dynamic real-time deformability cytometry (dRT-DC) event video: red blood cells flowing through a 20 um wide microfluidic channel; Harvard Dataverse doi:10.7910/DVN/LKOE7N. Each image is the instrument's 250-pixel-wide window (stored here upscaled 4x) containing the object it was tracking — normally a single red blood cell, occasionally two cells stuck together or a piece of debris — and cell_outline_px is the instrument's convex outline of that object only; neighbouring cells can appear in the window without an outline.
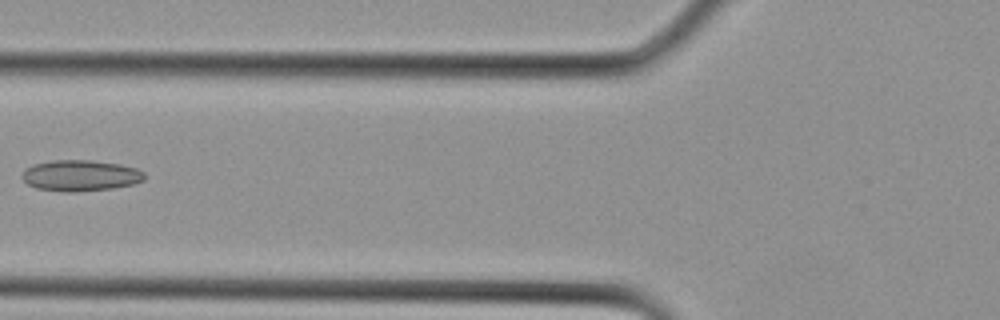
{"species": "Egyptian fruit bat (a non-hibernating species)", "species_latin": "Rousettus aegyptiacus", "temperature_condition": "cold", "stored_images_in_passage": 16, "camera_frame_rate_fps": 3000, "um_per_image_px": 0.085, "animal": {"sex": "female"}, "frame": {"image": 1, "passage_image": 8, "time_ms": 2.333, "image_size_px": [1000, 320], "cell_outline_px": [[144, 180], [132, 184], [112, 188], [76, 192], [64, 192], [36, 188], [28, 184], [20, 176], [24, 168], [32, 164], [52, 160], [92, 160], [120, 164], [136, 168], [144, 172]], "centroid_in_image_um": [6.79, 14.91], "position_along_channel_um": 119.0, "area_um2": 22.31}}
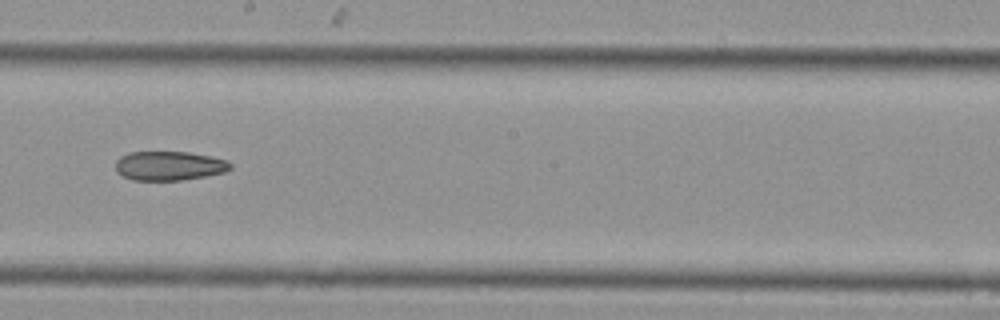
{"frame": {"image": 2, "passage_image": 13, "time_ms": 4.0, "image_size_px": [1000, 320], "cell_outline_px": [[232, 168], [224, 172], [204, 176], [180, 180], [132, 180], [116, 172], [116, 160], [120, 156], [128, 152], [188, 152], [228, 160], [232, 164]], "centroid_in_image_um": [14.36, 14.09], "position_along_channel_um": 233.8, "area_um2": 19.48}}
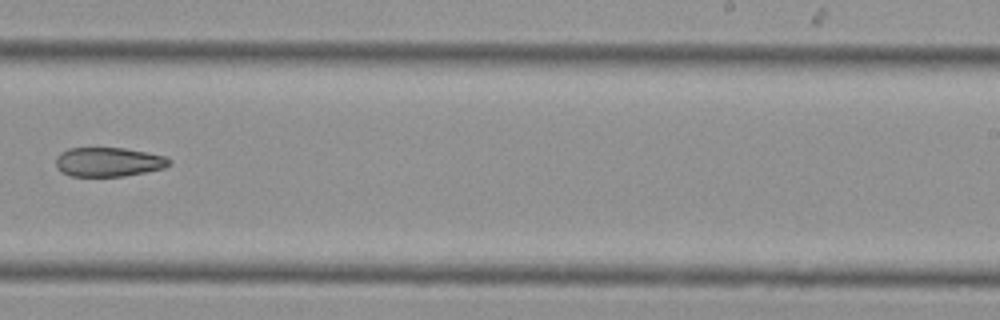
{"frame": {"image": 3, "passage_image": 15, "time_ms": 4.667, "image_size_px": [1000, 320], "cell_outline_px": [[172, 164], [164, 168], [124, 176], [72, 176], [60, 172], [56, 168], [56, 156], [60, 152], [68, 148], [124, 148], [164, 156], [172, 160]], "centroid_in_image_um": [9.19, 13.77], "position_along_channel_um": 279.8, "area_um2": 19.36}}